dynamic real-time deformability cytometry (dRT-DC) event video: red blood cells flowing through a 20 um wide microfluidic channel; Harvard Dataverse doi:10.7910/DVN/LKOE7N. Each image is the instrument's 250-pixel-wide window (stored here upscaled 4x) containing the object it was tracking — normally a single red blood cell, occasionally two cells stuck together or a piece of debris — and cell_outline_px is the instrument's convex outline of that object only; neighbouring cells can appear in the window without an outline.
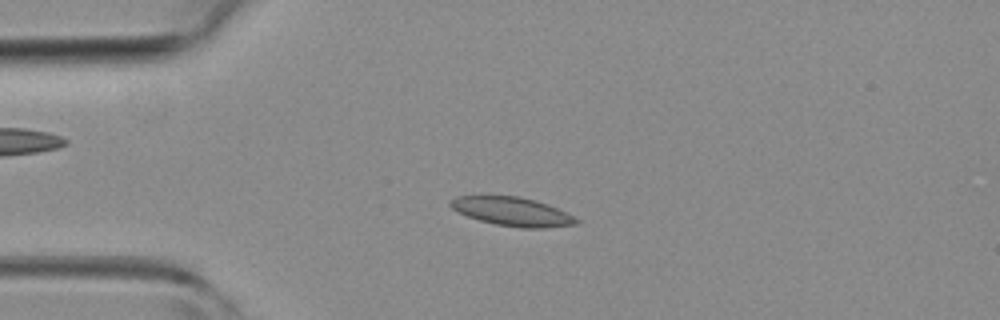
{"species": "common noctule bat (a hibernating species)", "species_latin": "Nyctalus noctula", "temperature_condition": "room temperature", "stored_images_in_passage": 6, "camera_frame_rate_fps": 3000, "um_per_image_px": 0.085, "animal": {"sex": "female", "body_mass_g": 19.3, "forearm_length_mm": 54.1}, "frame": {"image": 1, "passage_image": 4, "time_ms": 3.333, "image_size_px": [1000, 320], "cell_outline_px": [[580, 224], [544, 228], [520, 228], [496, 224], [480, 220], [468, 216], [452, 208], [448, 204], [448, 200], [456, 196], [480, 192], [520, 196], [536, 200], [548, 204], [580, 220]], "centroid_in_image_um": [43.45, 17.92], "position_along_channel_um": 41.5, "area_um2": 21.96}}